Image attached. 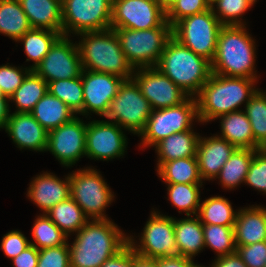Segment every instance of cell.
Returning <instances> with one entry per match:
<instances>
[{
  "instance_id": "6da1fadb",
  "label": "cell",
  "mask_w": 266,
  "mask_h": 267,
  "mask_svg": "<svg viewBox=\"0 0 266 267\" xmlns=\"http://www.w3.org/2000/svg\"><path fill=\"white\" fill-rule=\"evenodd\" d=\"M70 251V267H100L128 244V237L110 219H93L77 233Z\"/></svg>"
},
{
  "instance_id": "7a4b0ae2",
  "label": "cell",
  "mask_w": 266,
  "mask_h": 267,
  "mask_svg": "<svg viewBox=\"0 0 266 267\" xmlns=\"http://www.w3.org/2000/svg\"><path fill=\"white\" fill-rule=\"evenodd\" d=\"M255 79L221 76L211 73L208 81L195 97L199 122H209L219 116L239 111L258 89L253 88Z\"/></svg>"
},
{
  "instance_id": "3957f363",
  "label": "cell",
  "mask_w": 266,
  "mask_h": 267,
  "mask_svg": "<svg viewBox=\"0 0 266 267\" xmlns=\"http://www.w3.org/2000/svg\"><path fill=\"white\" fill-rule=\"evenodd\" d=\"M245 28V25L221 28L216 53L211 61L212 73L257 80L256 71H254L255 41Z\"/></svg>"
},
{
  "instance_id": "277c9868",
  "label": "cell",
  "mask_w": 266,
  "mask_h": 267,
  "mask_svg": "<svg viewBox=\"0 0 266 267\" xmlns=\"http://www.w3.org/2000/svg\"><path fill=\"white\" fill-rule=\"evenodd\" d=\"M78 35L83 36L77 44L83 69L113 74L124 80L132 79L135 70L127 61L114 29Z\"/></svg>"
},
{
  "instance_id": "5b68a950",
  "label": "cell",
  "mask_w": 266,
  "mask_h": 267,
  "mask_svg": "<svg viewBox=\"0 0 266 267\" xmlns=\"http://www.w3.org/2000/svg\"><path fill=\"white\" fill-rule=\"evenodd\" d=\"M156 68L191 97L199 93L212 73L209 60L173 37L167 41Z\"/></svg>"
},
{
  "instance_id": "8992f818",
  "label": "cell",
  "mask_w": 266,
  "mask_h": 267,
  "mask_svg": "<svg viewBox=\"0 0 266 267\" xmlns=\"http://www.w3.org/2000/svg\"><path fill=\"white\" fill-rule=\"evenodd\" d=\"M114 29L121 49L133 69L156 67L167 41L172 37V26L148 30Z\"/></svg>"
},
{
  "instance_id": "52a82bcc",
  "label": "cell",
  "mask_w": 266,
  "mask_h": 267,
  "mask_svg": "<svg viewBox=\"0 0 266 267\" xmlns=\"http://www.w3.org/2000/svg\"><path fill=\"white\" fill-rule=\"evenodd\" d=\"M222 27L210 7L204 12L176 22L172 26V37L211 62L216 53L218 35Z\"/></svg>"
},
{
  "instance_id": "ba28073f",
  "label": "cell",
  "mask_w": 266,
  "mask_h": 267,
  "mask_svg": "<svg viewBox=\"0 0 266 267\" xmlns=\"http://www.w3.org/2000/svg\"><path fill=\"white\" fill-rule=\"evenodd\" d=\"M152 112L148 100L142 95L136 82L125 80L119 88L115 98L109 103L104 117L119 127L140 134L146 127L147 120ZM113 120V121H112Z\"/></svg>"
},
{
  "instance_id": "9c48e42d",
  "label": "cell",
  "mask_w": 266,
  "mask_h": 267,
  "mask_svg": "<svg viewBox=\"0 0 266 267\" xmlns=\"http://www.w3.org/2000/svg\"><path fill=\"white\" fill-rule=\"evenodd\" d=\"M61 8L64 36L111 29L112 0H63Z\"/></svg>"
},
{
  "instance_id": "30bf717a",
  "label": "cell",
  "mask_w": 266,
  "mask_h": 267,
  "mask_svg": "<svg viewBox=\"0 0 266 267\" xmlns=\"http://www.w3.org/2000/svg\"><path fill=\"white\" fill-rule=\"evenodd\" d=\"M194 118L198 120L197 102L191 96L179 105L152 110L146 127L139 134L142 145L154 146L174 133L192 129Z\"/></svg>"
},
{
  "instance_id": "8fae6325",
  "label": "cell",
  "mask_w": 266,
  "mask_h": 267,
  "mask_svg": "<svg viewBox=\"0 0 266 267\" xmlns=\"http://www.w3.org/2000/svg\"><path fill=\"white\" fill-rule=\"evenodd\" d=\"M70 196L89 219H108L103 213L114 194L96 170L79 169L69 175Z\"/></svg>"
},
{
  "instance_id": "7c38bea8",
  "label": "cell",
  "mask_w": 266,
  "mask_h": 267,
  "mask_svg": "<svg viewBox=\"0 0 266 267\" xmlns=\"http://www.w3.org/2000/svg\"><path fill=\"white\" fill-rule=\"evenodd\" d=\"M171 26L157 0H112L111 28L148 30Z\"/></svg>"
},
{
  "instance_id": "4fadbf2b",
  "label": "cell",
  "mask_w": 266,
  "mask_h": 267,
  "mask_svg": "<svg viewBox=\"0 0 266 267\" xmlns=\"http://www.w3.org/2000/svg\"><path fill=\"white\" fill-rule=\"evenodd\" d=\"M128 236V243L138 255L147 258H164L169 256H177L178 250L174 233V218L163 216L156 211L151 213L150 219L147 221L140 244H134V239Z\"/></svg>"
},
{
  "instance_id": "5bb4252c",
  "label": "cell",
  "mask_w": 266,
  "mask_h": 267,
  "mask_svg": "<svg viewBox=\"0 0 266 267\" xmlns=\"http://www.w3.org/2000/svg\"><path fill=\"white\" fill-rule=\"evenodd\" d=\"M33 70L47 83L80 76L83 68L78 45L62 35Z\"/></svg>"
},
{
  "instance_id": "9a60e30c",
  "label": "cell",
  "mask_w": 266,
  "mask_h": 267,
  "mask_svg": "<svg viewBox=\"0 0 266 267\" xmlns=\"http://www.w3.org/2000/svg\"><path fill=\"white\" fill-rule=\"evenodd\" d=\"M132 79L139 86L142 95L152 110L169 108L183 103L189 95L156 67L136 69Z\"/></svg>"
},
{
  "instance_id": "2e32d148",
  "label": "cell",
  "mask_w": 266,
  "mask_h": 267,
  "mask_svg": "<svg viewBox=\"0 0 266 267\" xmlns=\"http://www.w3.org/2000/svg\"><path fill=\"white\" fill-rule=\"evenodd\" d=\"M87 124L79 117L48 132L47 148L63 166L74 165L86 155Z\"/></svg>"
},
{
  "instance_id": "e0dca14e",
  "label": "cell",
  "mask_w": 266,
  "mask_h": 267,
  "mask_svg": "<svg viewBox=\"0 0 266 267\" xmlns=\"http://www.w3.org/2000/svg\"><path fill=\"white\" fill-rule=\"evenodd\" d=\"M122 128L109 121H91L86 130V156L96 160H110L123 156L127 138Z\"/></svg>"
},
{
  "instance_id": "ac0fdd59",
  "label": "cell",
  "mask_w": 266,
  "mask_h": 267,
  "mask_svg": "<svg viewBox=\"0 0 266 267\" xmlns=\"http://www.w3.org/2000/svg\"><path fill=\"white\" fill-rule=\"evenodd\" d=\"M83 84L84 104L80 114L95 112L104 116L107 112L109 103L117 95L120 86L125 81L123 78L101 72L88 71L83 69L81 72Z\"/></svg>"
},
{
  "instance_id": "d6986e66",
  "label": "cell",
  "mask_w": 266,
  "mask_h": 267,
  "mask_svg": "<svg viewBox=\"0 0 266 267\" xmlns=\"http://www.w3.org/2000/svg\"><path fill=\"white\" fill-rule=\"evenodd\" d=\"M4 128L18 148L46 151L48 132L31 113L10 114Z\"/></svg>"
},
{
  "instance_id": "ffe728a7",
  "label": "cell",
  "mask_w": 266,
  "mask_h": 267,
  "mask_svg": "<svg viewBox=\"0 0 266 267\" xmlns=\"http://www.w3.org/2000/svg\"><path fill=\"white\" fill-rule=\"evenodd\" d=\"M236 147L218 135L200 137L197 160L201 179L213 180L230 158Z\"/></svg>"
},
{
  "instance_id": "44dd1931",
  "label": "cell",
  "mask_w": 266,
  "mask_h": 267,
  "mask_svg": "<svg viewBox=\"0 0 266 267\" xmlns=\"http://www.w3.org/2000/svg\"><path fill=\"white\" fill-rule=\"evenodd\" d=\"M65 180H61L50 173L38 175L30 183L27 196L45 214L53 206L70 197L69 175Z\"/></svg>"
},
{
  "instance_id": "7402d4cb",
  "label": "cell",
  "mask_w": 266,
  "mask_h": 267,
  "mask_svg": "<svg viewBox=\"0 0 266 267\" xmlns=\"http://www.w3.org/2000/svg\"><path fill=\"white\" fill-rule=\"evenodd\" d=\"M234 237L236 248L266 241V208L254 206L238 210Z\"/></svg>"
},
{
  "instance_id": "603a6c76",
  "label": "cell",
  "mask_w": 266,
  "mask_h": 267,
  "mask_svg": "<svg viewBox=\"0 0 266 267\" xmlns=\"http://www.w3.org/2000/svg\"><path fill=\"white\" fill-rule=\"evenodd\" d=\"M32 28L62 33V1L18 0Z\"/></svg>"
},
{
  "instance_id": "cb8c5ba5",
  "label": "cell",
  "mask_w": 266,
  "mask_h": 267,
  "mask_svg": "<svg viewBox=\"0 0 266 267\" xmlns=\"http://www.w3.org/2000/svg\"><path fill=\"white\" fill-rule=\"evenodd\" d=\"M200 135L193 130L174 133L155 144L158 167L167 161L197 156Z\"/></svg>"
},
{
  "instance_id": "d4e9b609",
  "label": "cell",
  "mask_w": 266,
  "mask_h": 267,
  "mask_svg": "<svg viewBox=\"0 0 266 267\" xmlns=\"http://www.w3.org/2000/svg\"><path fill=\"white\" fill-rule=\"evenodd\" d=\"M174 233L178 255L193 259L204 247L203 224L195 216H187L186 219L175 220Z\"/></svg>"
},
{
  "instance_id": "484cf974",
  "label": "cell",
  "mask_w": 266,
  "mask_h": 267,
  "mask_svg": "<svg viewBox=\"0 0 266 267\" xmlns=\"http://www.w3.org/2000/svg\"><path fill=\"white\" fill-rule=\"evenodd\" d=\"M30 113L47 132L76 117L64 102L54 97L49 91L35 104Z\"/></svg>"
},
{
  "instance_id": "4316f807",
  "label": "cell",
  "mask_w": 266,
  "mask_h": 267,
  "mask_svg": "<svg viewBox=\"0 0 266 267\" xmlns=\"http://www.w3.org/2000/svg\"><path fill=\"white\" fill-rule=\"evenodd\" d=\"M219 118H221L222 132L220 138L227 140L236 148L254 149V135L245 111L239 109Z\"/></svg>"
},
{
  "instance_id": "83f0119b",
  "label": "cell",
  "mask_w": 266,
  "mask_h": 267,
  "mask_svg": "<svg viewBox=\"0 0 266 267\" xmlns=\"http://www.w3.org/2000/svg\"><path fill=\"white\" fill-rule=\"evenodd\" d=\"M157 168L159 177L167 184L202 183L197 156L163 162Z\"/></svg>"
},
{
  "instance_id": "f1b7e54d",
  "label": "cell",
  "mask_w": 266,
  "mask_h": 267,
  "mask_svg": "<svg viewBox=\"0 0 266 267\" xmlns=\"http://www.w3.org/2000/svg\"><path fill=\"white\" fill-rule=\"evenodd\" d=\"M255 149L236 148L221 168L218 178L223 187L232 189L245 182Z\"/></svg>"
},
{
  "instance_id": "f546056e",
  "label": "cell",
  "mask_w": 266,
  "mask_h": 267,
  "mask_svg": "<svg viewBox=\"0 0 266 267\" xmlns=\"http://www.w3.org/2000/svg\"><path fill=\"white\" fill-rule=\"evenodd\" d=\"M31 29L18 0H0V33L17 42Z\"/></svg>"
},
{
  "instance_id": "4dcf8cb0",
  "label": "cell",
  "mask_w": 266,
  "mask_h": 267,
  "mask_svg": "<svg viewBox=\"0 0 266 267\" xmlns=\"http://www.w3.org/2000/svg\"><path fill=\"white\" fill-rule=\"evenodd\" d=\"M47 91L48 83L34 70H31L23 83L9 97V100L16 103L18 109L15 112L30 113Z\"/></svg>"
},
{
  "instance_id": "1f68e13d",
  "label": "cell",
  "mask_w": 266,
  "mask_h": 267,
  "mask_svg": "<svg viewBox=\"0 0 266 267\" xmlns=\"http://www.w3.org/2000/svg\"><path fill=\"white\" fill-rule=\"evenodd\" d=\"M45 214L67 237L71 232H78L90 220L71 196L53 206Z\"/></svg>"
},
{
  "instance_id": "d6a6232c",
  "label": "cell",
  "mask_w": 266,
  "mask_h": 267,
  "mask_svg": "<svg viewBox=\"0 0 266 267\" xmlns=\"http://www.w3.org/2000/svg\"><path fill=\"white\" fill-rule=\"evenodd\" d=\"M49 29L32 28L26 32L18 41L24 44V50L28 59L26 61H34L30 68L33 70L46 56L53 44L62 36Z\"/></svg>"
},
{
  "instance_id": "836d02e7",
  "label": "cell",
  "mask_w": 266,
  "mask_h": 267,
  "mask_svg": "<svg viewBox=\"0 0 266 267\" xmlns=\"http://www.w3.org/2000/svg\"><path fill=\"white\" fill-rule=\"evenodd\" d=\"M237 213L226 198L213 196L202 201L196 216L202 224L234 226Z\"/></svg>"
},
{
  "instance_id": "e575fe53",
  "label": "cell",
  "mask_w": 266,
  "mask_h": 267,
  "mask_svg": "<svg viewBox=\"0 0 266 267\" xmlns=\"http://www.w3.org/2000/svg\"><path fill=\"white\" fill-rule=\"evenodd\" d=\"M254 135V149L266 148V92L259 90L250 98L245 107Z\"/></svg>"
},
{
  "instance_id": "d590c367",
  "label": "cell",
  "mask_w": 266,
  "mask_h": 267,
  "mask_svg": "<svg viewBox=\"0 0 266 267\" xmlns=\"http://www.w3.org/2000/svg\"><path fill=\"white\" fill-rule=\"evenodd\" d=\"M48 91L64 102L76 115L82 112L84 96L81 75L76 78L49 82Z\"/></svg>"
},
{
  "instance_id": "8d00e7d4",
  "label": "cell",
  "mask_w": 266,
  "mask_h": 267,
  "mask_svg": "<svg viewBox=\"0 0 266 267\" xmlns=\"http://www.w3.org/2000/svg\"><path fill=\"white\" fill-rule=\"evenodd\" d=\"M168 195L171 203L177 209L179 213L182 211L186 212L187 216L196 215L200 206V187L202 183H191V184H167Z\"/></svg>"
},
{
  "instance_id": "74e56055",
  "label": "cell",
  "mask_w": 266,
  "mask_h": 267,
  "mask_svg": "<svg viewBox=\"0 0 266 267\" xmlns=\"http://www.w3.org/2000/svg\"><path fill=\"white\" fill-rule=\"evenodd\" d=\"M32 236L35 243L30 241V245L35 246L38 250L61 246L68 240V237L46 214L36 218Z\"/></svg>"
},
{
  "instance_id": "f35d334b",
  "label": "cell",
  "mask_w": 266,
  "mask_h": 267,
  "mask_svg": "<svg viewBox=\"0 0 266 267\" xmlns=\"http://www.w3.org/2000/svg\"><path fill=\"white\" fill-rule=\"evenodd\" d=\"M205 247L218 253V257L236 252L234 226L203 224Z\"/></svg>"
},
{
  "instance_id": "ab89813d",
  "label": "cell",
  "mask_w": 266,
  "mask_h": 267,
  "mask_svg": "<svg viewBox=\"0 0 266 267\" xmlns=\"http://www.w3.org/2000/svg\"><path fill=\"white\" fill-rule=\"evenodd\" d=\"M210 4L214 15L223 26L244 25L240 18L252 7L247 0H214ZM214 6H217V10Z\"/></svg>"
},
{
  "instance_id": "60d3db41",
  "label": "cell",
  "mask_w": 266,
  "mask_h": 267,
  "mask_svg": "<svg viewBox=\"0 0 266 267\" xmlns=\"http://www.w3.org/2000/svg\"><path fill=\"white\" fill-rule=\"evenodd\" d=\"M210 5L208 0H178L166 13V20L173 26L184 17L208 10Z\"/></svg>"
},
{
  "instance_id": "b9f144b4",
  "label": "cell",
  "mask_w": 266,
  "mask_h": 267,
  "mask_svg": "<svg viewBox=\"0 0 266 267\" xmlns=\"http://www.w3.org/2000/svg\"><path fill=\"white\" fill-rule=\"evenodd\" d=\"M244 183L266 194V148L255 151Z\"/></svg>"
},
{
  "instance_id": "7bdbcfd3",
  "label": "cell",
  "mask_w": 266,
  "mask_h": 267,
  "mask_svg": "<svg viewBox=\"0 0 266 267\" xmlns=\"http://www.w3.org/2000/svg\"><path fill=\"white\" fill-rule=\"evenodd\" d=\"M25 69V73H24ZM32 69L27 68H17L15 66L2 65L0 66V89L3 95L10 97L16 89L23 83L27 74Z\"/></svg>"
},
{
  "instance_id": "ee69618b",
  "label": "cell",
  "mask_w": 266,
  "mask_h": 267,
  "mask_svg": "<svg viewBox=\"0 0 266 267\" xmlns=\"http://www.w3.org/2000/svg\"><path fill=\"white\" fill-rule=\"evenodd\" d=\"M37 267H70L68 241L61 246L40 249Z\"/></svg>"
},
{
  "instance_id": "f6af8a7d",
  "label": "cell",
  "mask_w": 266,
  "mask_h": 267,
  "mask_svg": "<svg viewBox=\"0 0 266 267\" xmlns=\"http://www.w3.org/2000/svg\"><path fill=\"white\" fill-rule=\"evenodd\" d=\"M236 252L240 255L247 267H265L266 241L238 246Z\"/></svg>"
},
{
  "instance_id": "bcb514c9",
  "label": "cell",
  "mask_w": 266,
  "mask_h": 267,
  "mask_svg": "<svg viewBox=\"0 0 266 267\" xmlns=\"http://www.w3.org/2000/svg\"><path fill=\"white\" fill-rule=\"evenodd\" d=\"M28 246H30V242L24 234L20 231L13 230L4 235L0 247L8 258L13 259Z\"/></svg>"
},
{
  "instance_id": "7dc6e473",
  "label": "cell",
  "mask_w": 266,
  "mask_h": 267,
  "mask_svg": "<svg viewBox=\"0 0 266 267\" xmlns=\"http://www.w3.org/2000/svg\"><path fill=\"white\" fill-rule=\"evenodd\" d=\"M100 267H133V248L128 243L121 251L106 260Z\"/></svg>"
},
{
  "instance_id": "c3c4849f",
  "label": "cell",
  "mask_w": 266,
  "mask_h": 267,
  "mask_svg": "<svg viewBox=\"0 0 266 267\" xmlns=\"http://www.w3.org/2000/svg\"><path fill=\"white\" fill-rule=\"evenodd\" d=\"M39 250L35 246H28L18 256L12 259L14 267H37Z\"/></svg>"
},
{
  "instance_id": "681fc988",
  "label": "cell",
  "mask_w": 266,
  "mask_h": 267,
  "mask_svg": "<svg viewBox=\"0 0 266 267\" xmlns=\"http://www.w3.org/2000/svg\"><path fill=\"white\" fill-rule=\"evenodd\" d=\"M158 267H194L192 259L185 258L183 256H169L157 259Z\"/></svg>"
},
{
  "instance_id": "f907efd6",
  "label": "cell",
  "mask_w": 266,
  "mask_h": 267,
  "mask_svg": "<svg viewBox=\"0 0 266 267\" xmlns=\"http://www.w3.org/2000/svg\"><path fill=\"white\" fill-rule=\"evenodd\" d=\"M211 267H247L237 252L217 257Z\"/></svg>"
},
{
  "instance_id": "816d5d0a",
  "label": "cell",
  "mask_w": 266,
  "mask_h": 267,
  "mask_svg": "<svg viewBox=\"0 0 266 267\" xmlns=\"http://www.w3.org/2000/svg\"><path fill=\"white\" fill-rule=\"evenodd\" d=\"M9 98L2 94L0 89V128H4L6 122L8 121L10 111H9Z\"/></svg>"
},
{
  "instance_id": "f5cc1de1",
  "label": "cell",
  "mask_w": 266,
  "mask_h": 267,
  "mask_svg": "<svg viewBox=\"0 0 266 267\" xmlns=\"http://www.w3.org/2000/svg\"><path fill=\"white\" fill-rule=\"evenodd\" d=\"M133 267H158L157 259L143 257L133 250Z\"/></svg>"
},
{
  "instance_id": "db71d44e",
  "label": "cell",
  "mask_w": 266,
  "mask_h": 267,
  "mask_svg": "<svg viewBox=\"0 0 266 267\" xmlns=\"http://www.w3.org/2000/svg\"><path fill=\"white\" fill-rule=\"evenodd\" d=\"M178 0H157L160 7L167 13Z\"/></svg>"
},
{
  "instance_id": "11a10c76",
  "label": "cell",
  "mask_w": 266,
  "mask_h": 267,
  "mask_svg": "<svg viewBox=\"0 0 266 267\" xmlns=\"http://www.w3.org/2000/svg\"><path fill=\"white\" fill-rule=\"evenodd\" d=\"M251 5H253L255 2H256V0H247Z\"/></svg>"
}]
</instances>
